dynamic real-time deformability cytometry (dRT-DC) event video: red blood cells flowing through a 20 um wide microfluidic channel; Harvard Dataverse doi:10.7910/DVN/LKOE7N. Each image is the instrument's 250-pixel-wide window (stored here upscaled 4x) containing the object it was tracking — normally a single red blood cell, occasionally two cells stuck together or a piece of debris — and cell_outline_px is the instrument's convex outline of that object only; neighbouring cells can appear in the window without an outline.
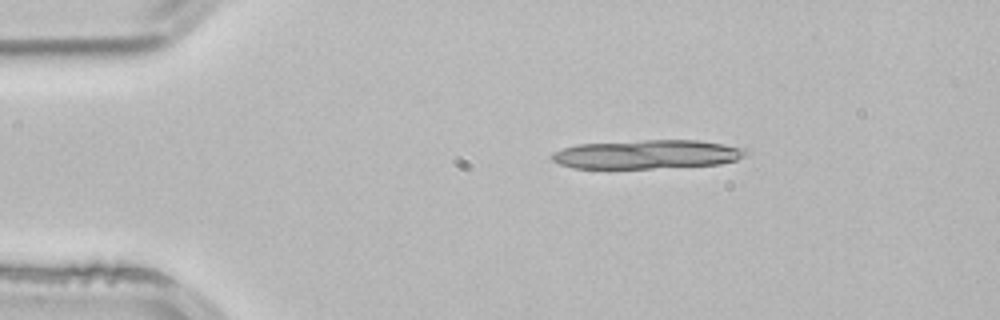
{"species": "common noctule bat (a hibernating species)", "species_latin": "Nyctalus noctula", "temperature_condition": "room temperature", "stored_images_in_passage": 2, "camera_frame_rate_fps": 3000, "um_per_image_px": 0.085, "animal": {"sex": "male", "body_mass_g": 21.5, "forearm_length_mm": 52.0}, "frame": {"image": 1, "passage_image": 1, "time_ms": 0.0, "image_size_px": [1000, 320], "cell_outline_px": [[748, 156], [736, 160], [720, 164], [652, 168], [572, 168], [560, 164], [552, 160], [552, 152], [576, 144], [644, 140], [696, 140], [724, 144], [744, 148], [748, 152]], "centroid_in_image_um": [55.02, 13.11], "position_along_channel_um": 30.0, "area_um2": 32.66}}